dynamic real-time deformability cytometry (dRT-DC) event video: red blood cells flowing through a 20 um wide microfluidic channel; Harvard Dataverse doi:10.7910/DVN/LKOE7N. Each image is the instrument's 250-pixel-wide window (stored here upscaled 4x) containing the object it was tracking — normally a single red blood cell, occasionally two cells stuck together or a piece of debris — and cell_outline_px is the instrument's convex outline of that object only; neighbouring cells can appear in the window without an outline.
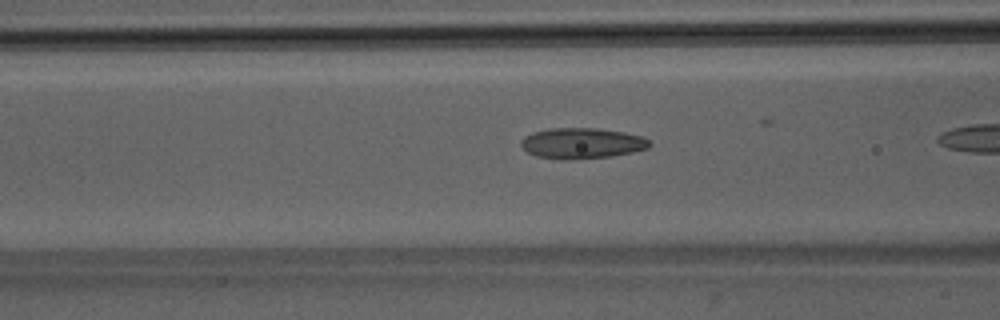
{"species": "Egyptian fruit bat (a non-hibernating species)", "species_latin": "Rousettus aegyptiacus", "temperature_condition": "room temperature", "stored_images_in_passage": 6, "camera_frame_rate_fps": 3000, "um_per_image_px": 0.085, "animal": {"sex": "male"}, "frame": {"image": 1, "passage_image": 5, "time_ms": 1.333, "image_size_px": [1000, 320], "cell_outline_px": [[652, 144], [648, 148], [632, 152], [612, 156], [568, 160], [560, 160], [536, 156], [528, 152], [520, 144], [520, 140], [524, 136], [532, 132], [548, 128], [596, 128], [624, 132], [640, 136], [648, 140]], "centroid_in_image_um": [49.42, 12.18], "position_along_channel_um": 117.2, "area_um2": 23.12}}